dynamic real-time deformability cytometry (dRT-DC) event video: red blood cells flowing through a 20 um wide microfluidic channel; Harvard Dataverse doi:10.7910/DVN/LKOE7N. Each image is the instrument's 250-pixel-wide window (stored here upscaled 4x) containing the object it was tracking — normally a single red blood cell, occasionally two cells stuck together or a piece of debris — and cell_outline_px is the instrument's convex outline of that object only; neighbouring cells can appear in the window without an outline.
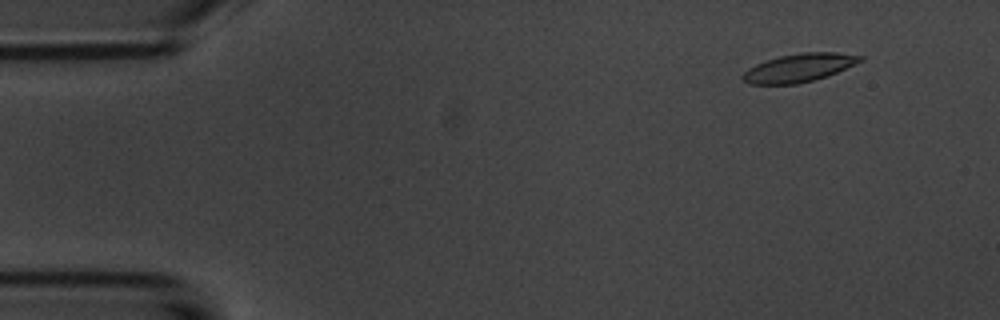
{"species": "common noctule bat (a hibernating species)", "species_latin": "Nyctalus noctula", "temperature_condition": "room temperature", "stored_images_in_passage": 3, "camera_frame_rate_fps": 3000, "um_per_image_px": 0.085, "animal": {"sex": "male", "body_mass_g": 20.1, "forearm_length_mm": 53.5}, "frame": {"image": 1, "passage_image": 1, "time_ms": 0.0, "image_size_px": [1000, 320], "cell_outline_px": [[864, 60], [828, 76], [796, 84], [748, 84], [740, 76], [748, 68], [756, 64], [780, 56], [800, 52], [836, 52], [864, 56]], "centroid_in_image_um": [67.93, 5.76], "position_along_channel_um": 17.1, "area_um2": 19.31}}